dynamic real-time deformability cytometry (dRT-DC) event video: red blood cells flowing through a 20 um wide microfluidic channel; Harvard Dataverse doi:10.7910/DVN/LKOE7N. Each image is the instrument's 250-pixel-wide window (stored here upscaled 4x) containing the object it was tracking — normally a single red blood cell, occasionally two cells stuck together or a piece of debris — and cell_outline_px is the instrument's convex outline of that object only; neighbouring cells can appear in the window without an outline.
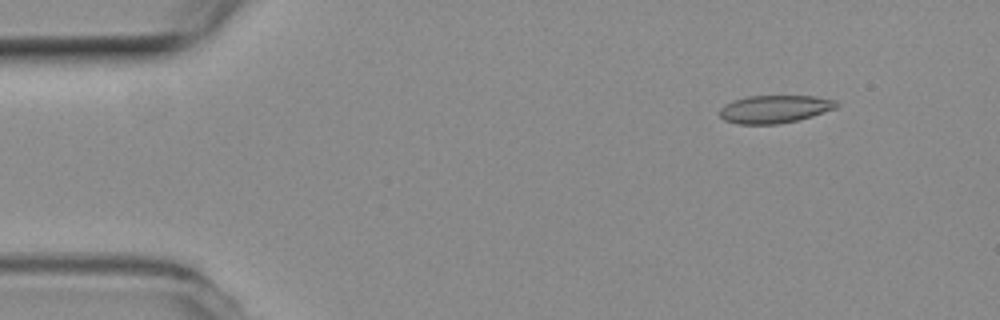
{"species": "common noctule bat (a hibernating species)", "species_latin": "Nyctalus noctula", "temperature_condition": "room temperature", "stored_images_in_passage": 6, "camera_frame_rate_fps": 3000, "um_per_image_px": 0.085, "animal": {"sex": "female", "body_mass_g": 19.3, "forearm_length_mm": 54.1}, "frame": {"image": 1, "passage_image": 2, "time_ms": 0.333, "image_size_px": [1000, 320], "cell_outline_px": [[840, 104], [836, 108], [812, 116], [780, 124], [736, 124], [724, 120], [720, 116], [720, 108], [724, 104], [732, 100], [748, 96], [812, 96], [836, 100]], "centroid_in_image_um": [65.82, 9.27], "position_along_channel_um": 19.2, "area_um2": 19.02}}
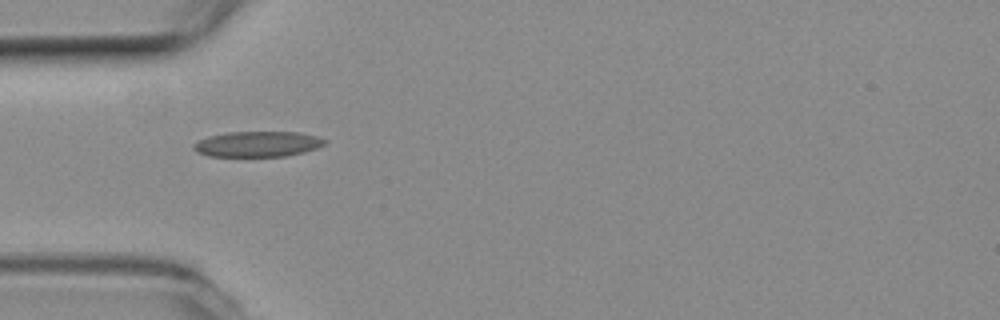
{"frame": {"image": 2, "passage_image": 5, "time_ms": 1.333, "image_size_px": [1000, 320], "cell_outline_px": [[328, 140], [324, 144], [316, 148], [304, 152], [284, 156], [208, 156], [196, 152], [192, 148], [192, 144], [208, 136], [228, 132], [300, 132], [316, 136]], "centroid_in_image_um": [21.88, 12.24], "position_along_channel_um": 63.1, "area_um2": 19.48}}
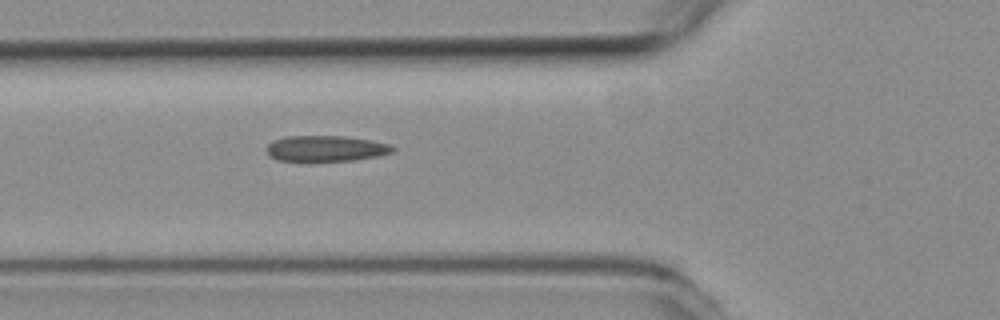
{"frame": {"image": 3, "passage_image": 6, "time_ms": 1.667, "image_size_px": [1000, 320], "cell_outline_px": [[396, 148], [392, 152], [376, 156], [352, 160], [276, 160], [268, 156], [268, 144], [272, 140], [284, 136], [344, 136], [372, 140], [388, 144]], "centroid_in_image_um": [27.67, 12.6], "position_along_channel_um": 98.1, "area_um2": 18.73}}